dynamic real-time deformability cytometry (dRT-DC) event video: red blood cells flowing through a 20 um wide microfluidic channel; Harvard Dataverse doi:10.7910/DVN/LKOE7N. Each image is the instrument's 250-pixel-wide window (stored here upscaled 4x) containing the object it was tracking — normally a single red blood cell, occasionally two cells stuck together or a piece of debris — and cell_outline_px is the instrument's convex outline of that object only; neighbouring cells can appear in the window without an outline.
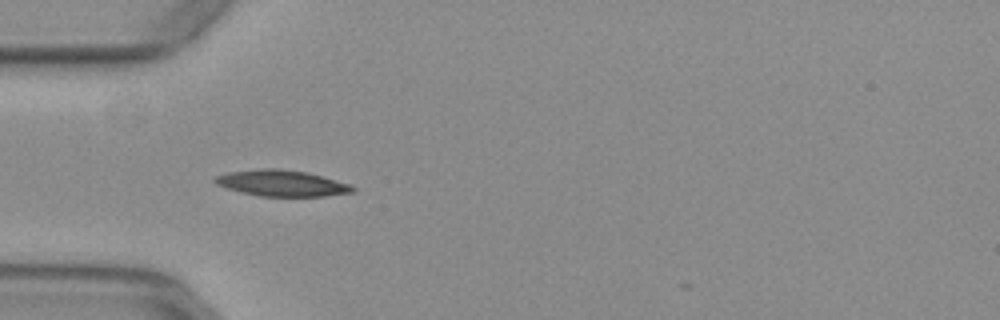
{"species": "common noctule bat (a hibernating species)", "species_latin": "Nyctalus noctula", "temperature_condition": "warm", "stored_images_in_passage": 35, "camera_frame_rate_fps": 3000, "um_per_image_px": 0.085, "animal": {"sex": "female", "body_mass_g": 29.2, "forearm_length_mm": 56.3}, "frame": {"image": 1, "passage_image": 1, "time_ms": 0.0, "image_size_px": [1000, 320], "cell_outline_px": [[356, 192], [324, 196], [260, 196], [228, 188], [216, 184], [212, 180], [216, 176], [228, 172], [264, 168], [276, 168], [308, 172], [352, 184], [356, 188]], "centroid_in_image_um": [24.01, 15.56], "position_along_channel_um": 61.0, "area_um2": 20.98}}
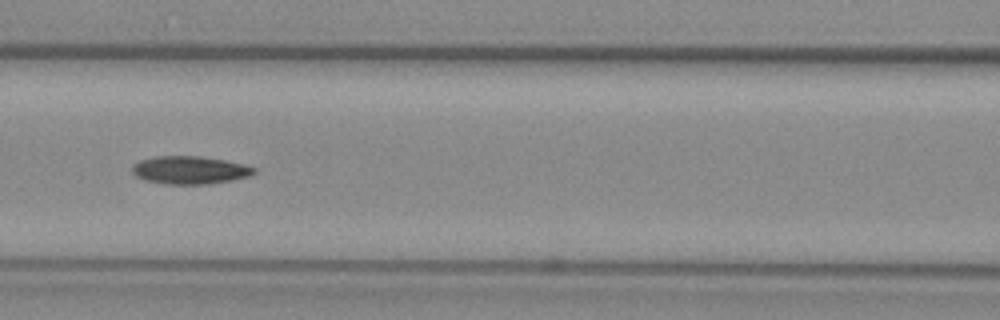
{"frame": {"image": 2, "passage_image": 8, "time_ms": 2.333, "image_size_px": [1000, 320], "cell_outline_px": [[256, 172], [248, 176], [232, 180], [208, 184], [164, 184], [144, 180], [136, 176], [132, 172], [132, 164], [140, 160], [156, 156], [200, 156], [224, 160], [244, 164], [256, 168]], "centroid_in_image_um": [16.11, 14.45], "position_along_channel_um": 150.5, "area_um2": 19.88}}
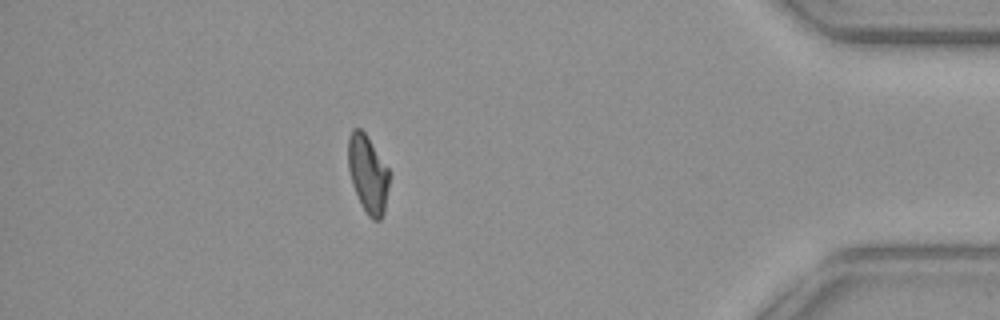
{"frame": {"image": 3, "passage_image": 31, "time_ms": 10.0, "image_size_px": [1000, 320], "cell_outline_px": [[388, 188], [384, 212], [380, 220], [372, 220], [368, 216], [360, 204], [352, 184], [348, 168], [348, 136], [352, 128], [360, 128], [364, 132], [388, 168]], "centroid_in_image_um": [31.24, 14.8], "position_along_channel_um": 404.0, "area_um2": 18.5}, "authors_computed_cell_mechanics": {"area_um2": 19.363, "velocity_mm_per_s": 3.9214, "shape_relaxation_time_tau1_ms": null, "shape_relaxation_time_tau2_ms": 6.4404, "deformation_change_tau1": null, "deformation_change_tau2": 0.1288}}